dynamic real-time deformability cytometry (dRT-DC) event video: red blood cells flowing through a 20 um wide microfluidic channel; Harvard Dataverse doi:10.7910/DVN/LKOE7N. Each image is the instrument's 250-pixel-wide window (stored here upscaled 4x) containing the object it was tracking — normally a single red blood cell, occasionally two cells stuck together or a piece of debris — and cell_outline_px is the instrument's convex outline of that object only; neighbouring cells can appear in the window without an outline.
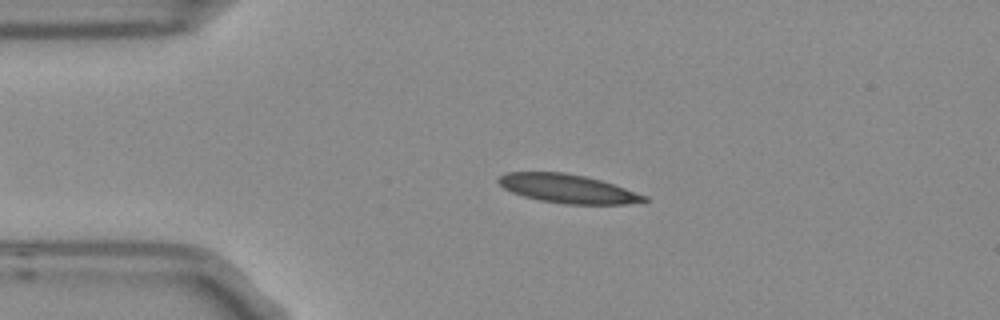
{"species": "Egyptian fruit bat (a non-hibernating species)", "species_latin": "Rousettus aegyptiacus", "temperature_condition": "room temperature", "stored_images_in_passage": 3, "camera_frame_rate_fps": 3000, "um_per_image_px": 0.085, "frame": {"image": 1, "passage_image": 3, "time_ms": 0.667, "image_size_px": [1000, 320], "cell_outline_px": [[648, 200], [624, 204], [568, 204], [540, 200], [524, 196], [512, 192], [504, 188], [496, 180], [504, 172], [564, 172], [584, 176], [600, 180], [648, 196]], "centroid_in_image_um": [48.22, 16.03], "position_along_channel_um": 36.8, "area_um2": 24.1}}